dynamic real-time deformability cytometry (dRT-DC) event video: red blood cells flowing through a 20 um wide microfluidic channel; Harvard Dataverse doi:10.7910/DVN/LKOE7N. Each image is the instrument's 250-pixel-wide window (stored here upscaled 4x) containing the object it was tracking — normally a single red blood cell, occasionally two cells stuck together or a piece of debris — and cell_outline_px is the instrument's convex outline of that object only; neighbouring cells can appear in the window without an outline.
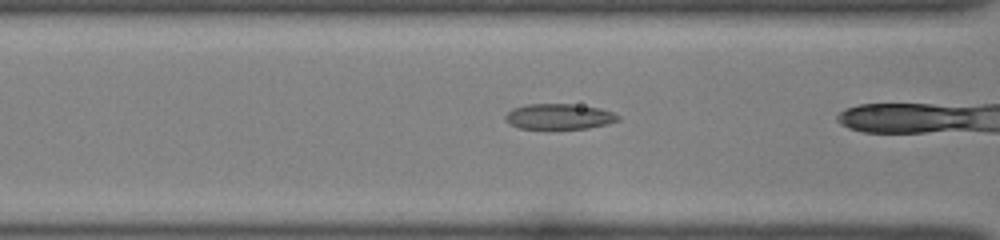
{"species": "common noctule bat (a hibernating species)", "species_latin": "Nyctalus noctula", "temperature_condition": "room temperature", "stored_images_in_passage": 23, "camera_frame_rate_fps": 3000, "um_per_image_px": 0.085, "animal": {"sex": "female", "body_mass_g": 22.0, "forearm_length_mm": 56.7}, "frame": {"image": 1, "passage_image": 22, "time_ms": 7.0, "image_size_px": [1000, 240], "cell_outline_px": [[620, 120], [608, 124], [588, 128], [516, 128], [508, 124], [504, 120], [504, 116], [512, 108], [524, 104], [572, 104], [600, 108], [612, 112], [620, 116]], "centroid_in_image_um": [47.49, 9.9], "position_along_channel_um": 119.1, "area_um2": 16.88}}